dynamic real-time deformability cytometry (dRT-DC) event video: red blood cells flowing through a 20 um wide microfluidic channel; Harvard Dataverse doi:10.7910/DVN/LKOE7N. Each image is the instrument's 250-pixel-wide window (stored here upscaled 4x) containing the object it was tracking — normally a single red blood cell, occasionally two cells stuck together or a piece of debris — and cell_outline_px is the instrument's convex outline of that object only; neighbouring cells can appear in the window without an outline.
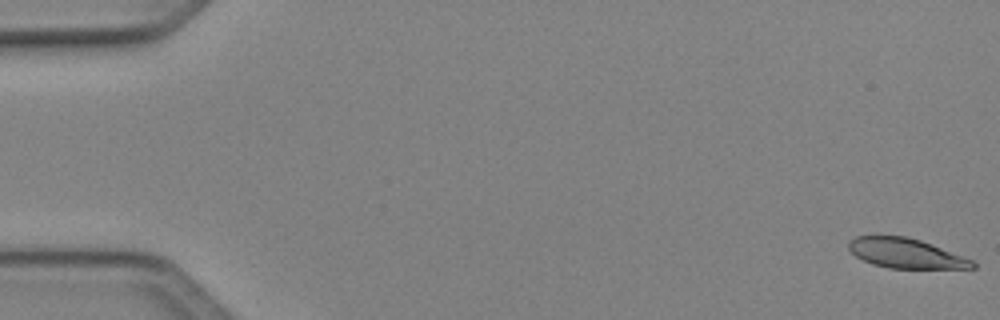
{"species": "Egyptian fruit bat (a non-hibernating species)", "species_latin": "Rousettus aegyptiacus", "temperature_condition": "cold", "stored_images_in_passage": 50, "camera_frame_rate_fps": 3000, "um_per_image_px": 0.085, "animal": {"sex": "female"}, "frame": {"image": 1, "passage_image": 1, "time_ms": 0.0, "image_size_px": [1000, 320], "cell_outline_px": [[976, 268], [888, 268], [872, 264], [856, 256], [848, 248], [848, 240], [856, 236], [908, 236], [920, 240], [972, 260], [976, 264]], "centroid_in_image_um": [76.95, 21.52], "position_along_channel_um": 8.0, "area_um2": 21.21}}
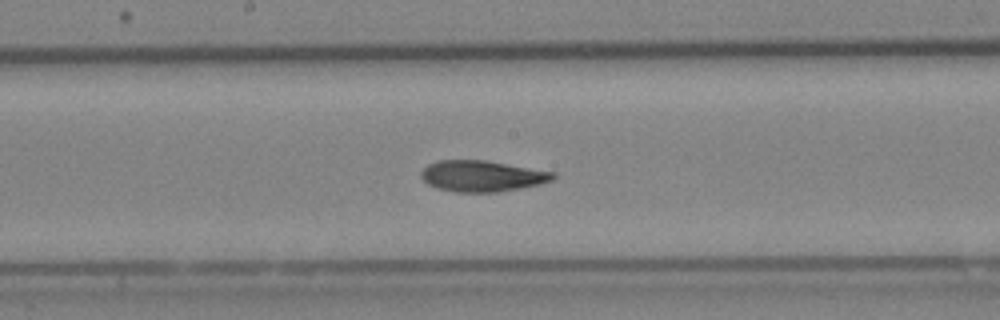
{"frame": {"image": 2, "passage_image": 27, "time_ms": 8.667, "image_size_px": [1000, 320], "cell_outline_px": [[556, 176], [552, 180], [540, 184], [500, 192], [456, 192], [436, 188], [428, 184], [420, 176], [420, 172], [428, 164], [436, 160], [484, 160], [556, 172]], "centroid_in_image_um": [40.96, 14.96], "position_along_channel_um": 207.2, "area_um2": 23.99}}
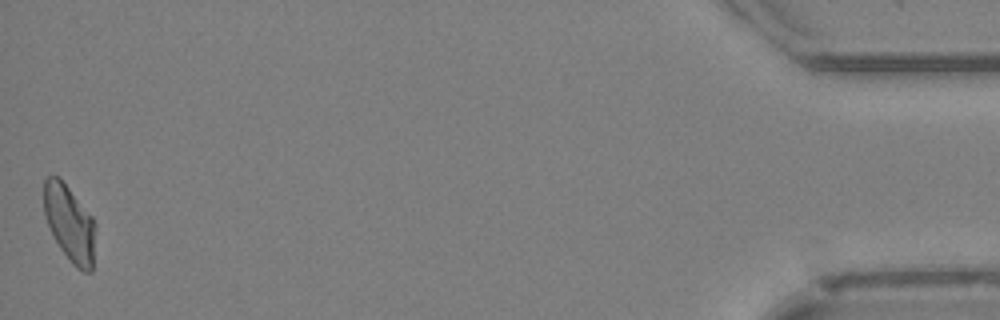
{"frame": {"image": 3, "passage_image": 50, "time_ms": 16.333, "image_size_px": [1000, 320], "cell_outline_px": [[96, 224], [92, 272], [84, 272], [76, 268], [72, 264], [60, 248], [44, 216], [44, 180], [48, 176], [60, 176], [92, 216]], "centroid_in_image_um": [5.93, 18.97], "position_along_channel_um": 429.3, "area_um2": 23.12}, "authors_computed_cell_mechanics": {"area_um2": 23.6113, "velocity_mm_per_s": 4.1058, "shape_relaxation_time_tau1_ms": 6.3606, "shape_relaxation_time_tau2_ms": 3.4033, "deformation_change_tau1": 0.1547, "deformation_change_tau2": 0.0812}}